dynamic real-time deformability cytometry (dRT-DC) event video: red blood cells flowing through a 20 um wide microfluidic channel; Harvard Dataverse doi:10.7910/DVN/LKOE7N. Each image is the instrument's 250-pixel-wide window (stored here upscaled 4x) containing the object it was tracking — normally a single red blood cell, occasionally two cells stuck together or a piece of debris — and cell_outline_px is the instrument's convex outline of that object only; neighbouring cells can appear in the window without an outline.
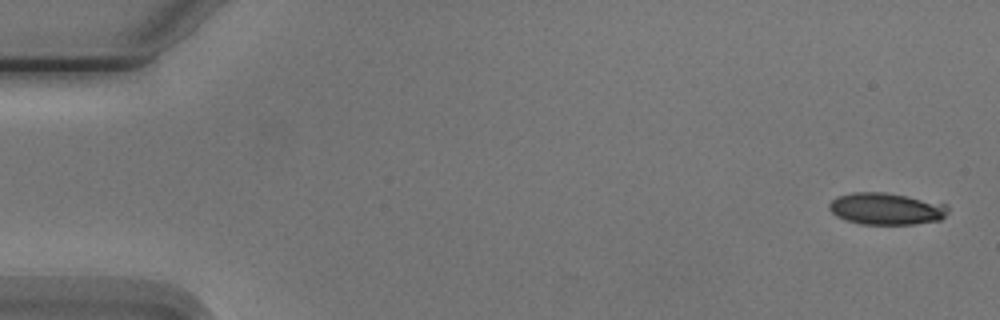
{"species": "Egyptian fruit bat (a non-hibernating species)", "species_latin": "Rousettus aegyptiacus", "temperature_condition": "cold", "stored_images_in_passage": 4, "camera_frame_rate_fps": 3000, "um_per_image_px": 0.085, "animal": {"sex": "male"}, "frame": {"image": 1, "passage_image": 1, "time_ms": 0.0, "image_size_px": [1000, 320], "cell_outline_px": [[948, 212], [940, 220], [916, 224], [860, 224], [836, 216], [828, 208], [828, 204], [836, 196], [852, 192], [884, 192], [908, 196], [948, 204]], "centroid_in_image_um": [75.33, 17.73], "position_along_channel_um": 9.7, "area_um2": 22.2}}